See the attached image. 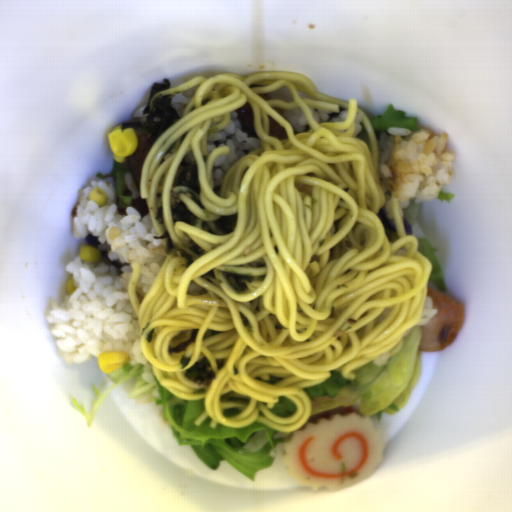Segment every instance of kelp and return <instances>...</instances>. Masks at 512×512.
<instances>
[{
	"label": "kelp",
	"instance_id": "1",
	"mask_svg": "<svg viewBox=\"0 0 512 512\" xmlns=\"http://www.w3.org/2000/svg\"><path fill=\"white\" fill-rule=\"evenodd\" d=\"M169 88L171 83L168 78L163 79L162 82L153 83L143 109V114L146 116L144 122H124L121 124L122 130L133 128L136 135L148 133L153 147L161 136L180 120L171 96L157 97L159 92Z\"/></svg>",
	"mask_w": 512,
	"mask_h": 512
},
{
	"label": "kelp",
	"instance_id": "2",
	"mask_svg": "<svg viewBox=\"0 0 512 512\" xmlns=\"http://www.w3.org/2000/svg\"><path fill=\"white\" fill-rule=\"evenodd\" d=\"M174 185L185 186L191 200L204 209L200 200L201 189L197 161L190 155L183 156L177 169Z\"/></svg>",
	"mask_w": 512,
	"mask_h": 512
},
{
	"label": "kelp",
	"instance_id": "3",
	"mask_svg": "<svg viewBox=\"0 0 512 512\" xmlns=\"http://www.w3.org/2000/svg\"><path fill=\"white\" fill-rule=\"evenodd\" d=\"M153 239L164 241V250L170 256L184 257L186 260L185 267L187 268L205 255L202 247L198 245L190 246L189 248H180L173 243L169 232L166 231L162 235L154 236Z\"/></svg>",
	"mask_w": 512,
	"mask_h": 512
},
{
	"label": "kelp",
	"instance_id": "4",
	"mask_svg": "<svg viewBox=\"0 0 512 512\" xmlns=\"http://www.w3.org/2000/svg\"><path fill=\"white\" fill-rule=\"evenodd\" d=\"M186 375L191 383L196 385H209L215 374L207 358L196 361L187 371Z\"/></svg>",
	"mask_w": 512,
	"mask_h": 512
},
{
	"label": "kelp",
	"instance_id": "5",
	"mask_svg": "<svg viewBox=\"0 0 512 512\" xmlns=\"http://www.w3.org/2000/svg\"><path fill=\"white\" fill-rule=\"evenodd\" d=\"M237 221V213L232 215H222L214 221L204 220L202 222V229L208 233L226 235L234 231L237 226Z\"/></svg>",
	"mask_w": 512,
	"mask_h": 512
},
{
	"label": "kelp",
	"instance_id": "6",
	"mask_svg": "<svg viewBox=\"0 0 512 512\" xmlns=\"http://www.w3.org/2000/svg\"><path fill=\"white\" fill-rule=\"evenodd\" d=\"M223 277L236 293L246 291L247 283H253L254 277L250 272L239 273L234 270L224 271Z\"/></svg>",
	"mask_w": 512,
	"mask_h": 512
},
{
	"label": "kelp",
	"instance_id": "7",
	"mask_svg": "<svg viewBox=\"0 0 512 512\" xmlns=\"http://www.w3.org/2000/svg\"><path fill=\"white\" fill-rule=\"evenodd\" d=\"M172 222H184L196 227L198 217L190 212L187 206L183 203H173L170 207Z\"/></svg>",
	"mask_w": 512,
	"mask_h": 512
}]
</instances>
